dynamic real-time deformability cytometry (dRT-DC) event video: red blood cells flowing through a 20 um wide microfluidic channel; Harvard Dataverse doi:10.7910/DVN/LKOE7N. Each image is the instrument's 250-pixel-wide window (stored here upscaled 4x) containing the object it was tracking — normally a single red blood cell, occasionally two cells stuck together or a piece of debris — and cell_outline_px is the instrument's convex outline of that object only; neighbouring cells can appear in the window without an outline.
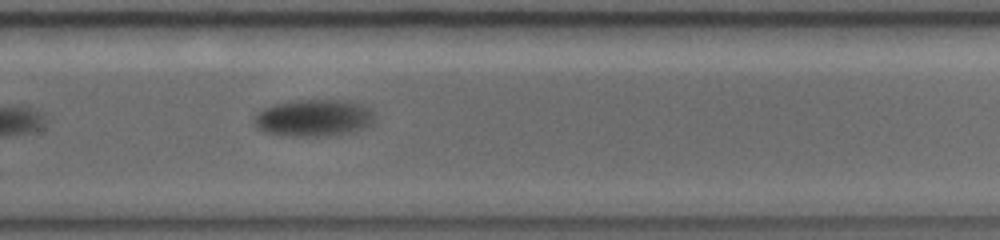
{"species": "common noctule bat (a hibernating species)", "species_latin": "Nyctalus noctula", "temperature_condition": "warm", "stored_images_in_passage": 16, "camera_frame_rate_fps": 5000, "um_per_image_px": 0.085, "animal": {"sex": "female", "body_mass_g": 19.0, "forearm_length_mm": 56.7}, "frame": {"image": 1, "passage_image": 10, "time_ms": 8.0, "image_size_px": [1000, 240], "cell_outline_px": [[372, 124], [364, 128], [352, 132], [328, 136], [288, 136], [264, 132], [256, 128], [252, 120], [256, 112], [264, 108], [276, 104], [296, 100], [352, 100], [364, 104], [372, 108]], "centroid_in_image_um": [26.66, 10.02], "position_along_channel_um": 303.1, "area_um2": 26.36}}